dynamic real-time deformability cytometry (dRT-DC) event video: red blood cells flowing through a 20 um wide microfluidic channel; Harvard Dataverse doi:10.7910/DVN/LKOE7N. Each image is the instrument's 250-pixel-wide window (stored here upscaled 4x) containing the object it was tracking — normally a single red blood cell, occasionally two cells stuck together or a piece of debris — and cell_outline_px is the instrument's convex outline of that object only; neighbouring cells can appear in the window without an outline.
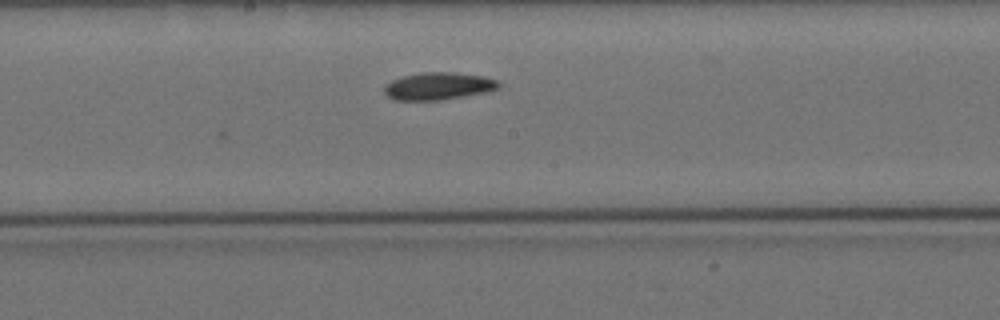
{"species": "Egyptian fruit bat (a non-hibernating species)", "species_latin": "Rousettus aegyptiacus", "temperature_condition": "cold", "stored_images_in_passage": 7, "camera_frame_rate_fps": 3000, "um_per_image_px": 0.085, "animal": {"sex": "female"}, "frame": {"image": 1, "passage_image": 7, "time_ms": 7.0, "image_size_px": [1000, 320], "cell_outline_px": [[500, 88], [488, 92], [440, 100], [396, 100], [388, 96], [384, 92], [384, 88], [392, 80], [404, 76], [420, 72], [452, 72], [484, 76], [496, 80], [500, 84]], "centroid_in_image_um": [37.3, 7.32], "position_along_channel_um": 210.9, "area_um2": 18.21}}